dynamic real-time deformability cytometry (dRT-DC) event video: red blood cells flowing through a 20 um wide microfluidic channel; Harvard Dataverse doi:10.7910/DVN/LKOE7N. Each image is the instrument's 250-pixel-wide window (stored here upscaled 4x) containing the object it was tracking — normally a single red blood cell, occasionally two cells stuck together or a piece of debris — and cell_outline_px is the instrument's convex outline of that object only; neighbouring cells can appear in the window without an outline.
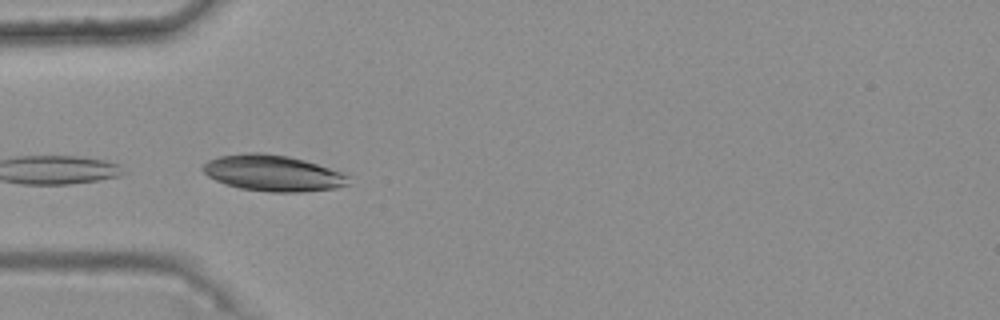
{"species": "common noctule bat (a hibernating species)", "species_latin": "Nyctalus noctula", "temperature_condition": "warm", "stored_images_in_passage": 5, "camera_frame_rate_fps": 3000, "um_per_image_px": 0.085, "animal": {"sex": "female", "body_mass_g": 25.1}, "frame": {"image": 1, "passage_image": 3, "time_ms": 0.667, "image_size_px": [1000, 320], "cell_outline_px": [[348, 184], [336, 188], [300, 192], [268, 192], [240, 188], [224, 184], [208, 176], [200, 168], [208, 160], [220, 156], [248, 152], [264, 152], [288, 156], [304, 160], [344, 172], [348, 176]], "centroid_in_image_um": [23.18, 14.71], "position_along_channel_um": 61.8, "area_um2": 30.75}}